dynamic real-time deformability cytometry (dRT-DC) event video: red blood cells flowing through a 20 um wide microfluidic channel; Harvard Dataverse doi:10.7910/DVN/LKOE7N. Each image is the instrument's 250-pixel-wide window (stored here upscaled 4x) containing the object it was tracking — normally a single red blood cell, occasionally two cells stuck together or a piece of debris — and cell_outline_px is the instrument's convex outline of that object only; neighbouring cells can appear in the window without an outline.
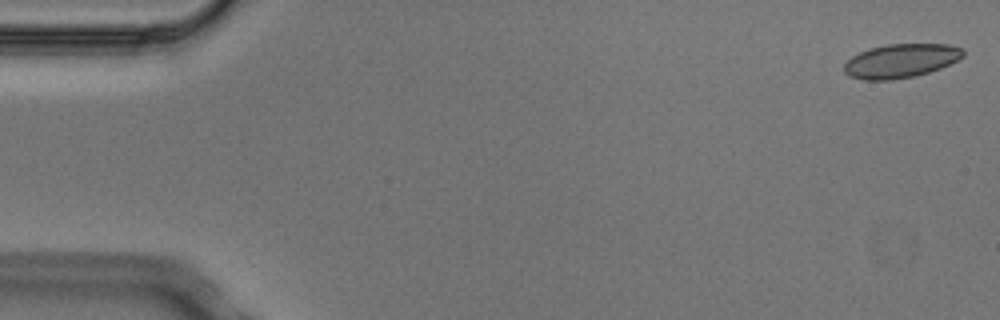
{"species": "Egyptian fruit bat (a non-hibernating species)", "species_latin": "Rousettus aegyptiacus", "temperature_condition": "cold", "stored_images_in_passage": 4, "camera_frame_rate_fps": 3000, "um_per_image_px": 0.085, "animal": {"sex": "male"}, "frame": {"image": 1, "passage_image": 1, "time_ms": 0.0, "image_size_px": [1000, 320], "cell_outline_px": [[964, 56], [940, 68], [916, 76], [892, 80], [864, 80], [848, 76], [844, 72], [844, 64], [852, 56], [868, 48], [888, 44], [948, 44], [964, 48]], "centroid_in_image_um": [76.55, 5.17], "position_along_channel_um": 8.4, "area_um2": 23.58}}
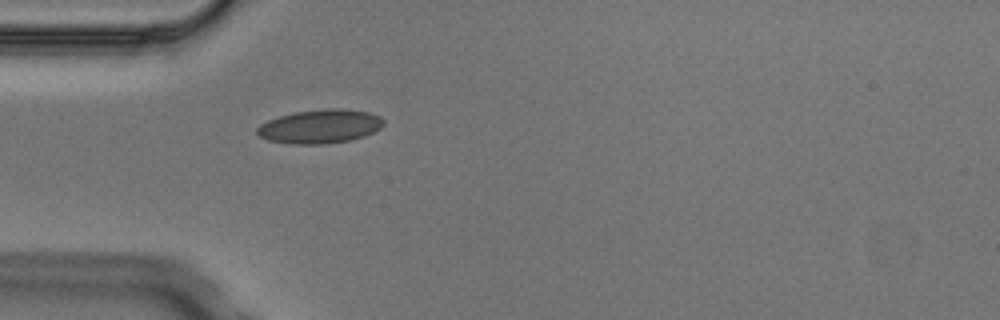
{"frame": {"image": 2, "passage_image": 4, "time_ms": 1.0, "image_size_px": [1000, 320], "cell_outline_px": [[384, 124], [380, 128], [364, 136], [348, 140], [328, 144], [292, 144], [268, 140], [260, 136], [256, 132], [256, 128], [260, 124], [268, 120], [280, 116], [296, 112], [324, 108], [340, 108], [368, 112], [380, 116], [384, 120]], "centroid_in_image_um": [27.2, 10.74], "position_along_channel_um": 57.8, "area_um2": 24.91}}